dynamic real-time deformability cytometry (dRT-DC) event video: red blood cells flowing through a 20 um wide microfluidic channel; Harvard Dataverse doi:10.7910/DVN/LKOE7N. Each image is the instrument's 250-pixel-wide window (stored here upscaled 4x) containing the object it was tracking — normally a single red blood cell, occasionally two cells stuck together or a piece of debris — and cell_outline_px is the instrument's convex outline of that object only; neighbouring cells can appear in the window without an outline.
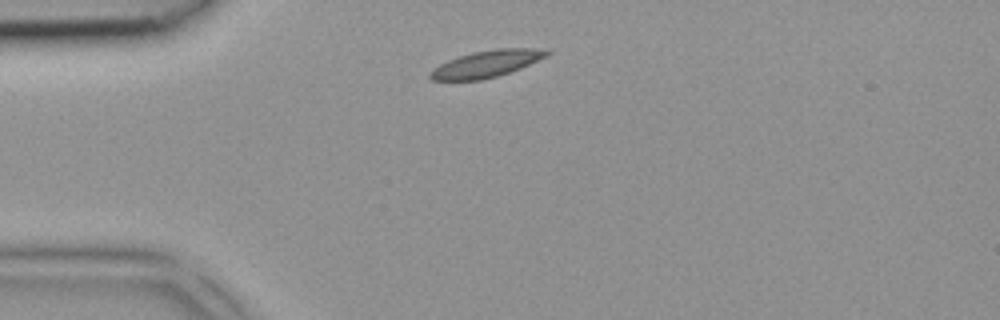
{"species": "common noctule bat (a hibernating species)", "species_latin": "Nyctalus noctula", "temperature_condition": "room temperature", "stored_images_in_passage": 1, "camera_frame_rate_fps": 3000, "um_per_image_px": 0.085, "animal": {"sex": "female", "body_mass_g": 18.4}, "frame": {"image": 1, "passage_image": 1, "time_ms": 0.0, "image_size_px": [1000, 320], "cell_outline_px": [[552, 52], [548, 56], [520, 68], [496, 76], [480, 80], [432, 80], [428, 76], [428, 72], [432, 68], [448, 60], [472, 52], [496, 48], [532, 48]], "centroid_in_image_um": [41.31, 5.42], "position_along_channel_um": 43.7, "area_um2": 18.09}}